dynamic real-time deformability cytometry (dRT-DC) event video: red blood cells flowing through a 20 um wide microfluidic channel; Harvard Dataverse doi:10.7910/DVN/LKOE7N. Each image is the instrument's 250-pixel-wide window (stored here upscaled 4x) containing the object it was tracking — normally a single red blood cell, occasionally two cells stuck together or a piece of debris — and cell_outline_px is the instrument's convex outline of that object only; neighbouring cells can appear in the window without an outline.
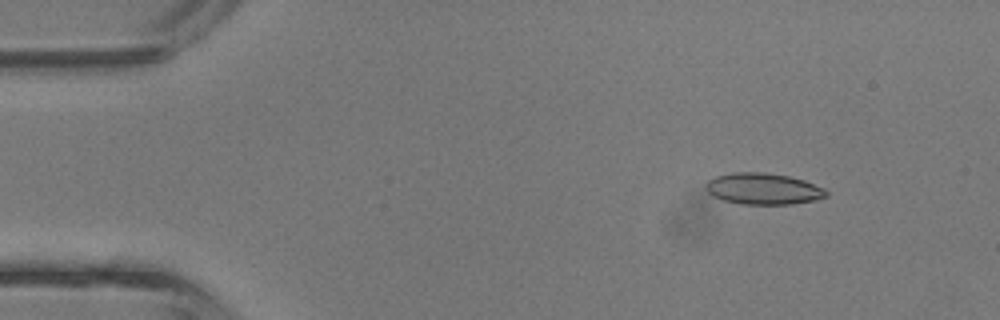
{"species": "common noctule bat (a hibernating species)", "species_latin": "Nyctalus noctula", "temperature_condition": "room temperature", "stored_images_in_passage": 38, "camera_frame_rate_fps": 3000, "um_per_image_px": 0.085, "animal": {"sex": "male", "body_mass_g": 13.3}, "frame": {"image": 1, "passage_image": 2, "time_ms": 0.333, "image_size_px": [1000, 320], "cell_outline_px": [[828, 196], [816, 200], [792, 204], [740, 204], [724, 200], [712, 196], [704, 188], [704, 184], [708, 180], [716, 176], [732, 172], [764, 172], [788, 176], [804, 180], [824, 188], [828, 192]], "centroid_in_image_um": [64.86, 16.04], "position_along_channel_um": 20.1, "area_um2": 22.2}}
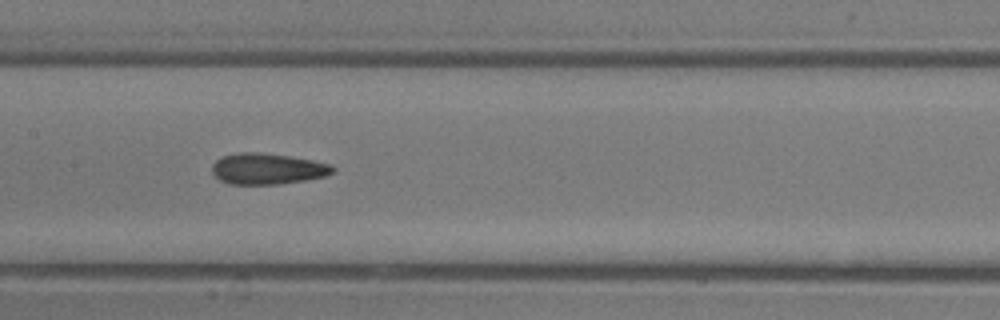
{"frame": {"image": 2, "passage_image": 17, "time_ms": 5.333, "image_size_px": [1000, 320], "cell_outline_px": [[336, 172], [328, 176], [280, 184], [228, 184], [220, 180], [212, 172], [212, 164], [216, 160], [224, 156], [240, 152], [260, 152], [288, 156], [312, 160], [332, 164], [336, 168]], "centroid_in_image_um": [22.78, 14.35], "position_along_channel_um": 184.6, "area_um2": 21.96}}
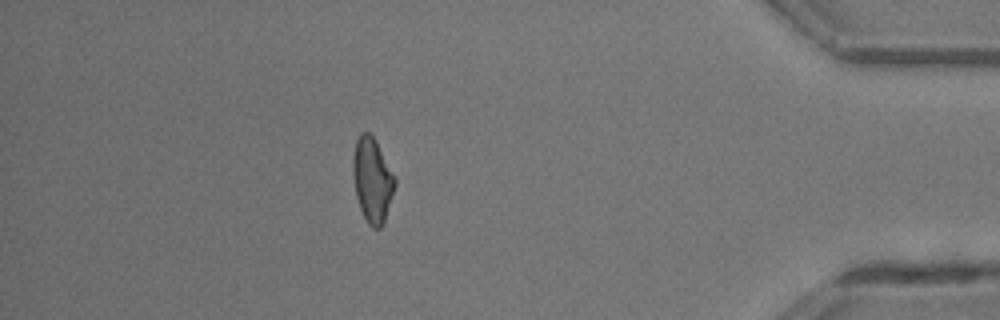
{"frame": {"image": 3, "passage_image": 33, "time_ms": 10.667, "image_size_px": [1000, 320], "cell_outline_px": [[396, 184], [384, 224], [380, 228], [372, 228], [368, 224], [360, 208], [356, 196], [352, 176], [352, 156], [356, 140], [360, 132], [368, 132], [376, 140], [396, 180]], "centroid_in_image_um": [31.63, 15.3], "position_along_channel_um": 403.6, "area_um2": 20.81}}